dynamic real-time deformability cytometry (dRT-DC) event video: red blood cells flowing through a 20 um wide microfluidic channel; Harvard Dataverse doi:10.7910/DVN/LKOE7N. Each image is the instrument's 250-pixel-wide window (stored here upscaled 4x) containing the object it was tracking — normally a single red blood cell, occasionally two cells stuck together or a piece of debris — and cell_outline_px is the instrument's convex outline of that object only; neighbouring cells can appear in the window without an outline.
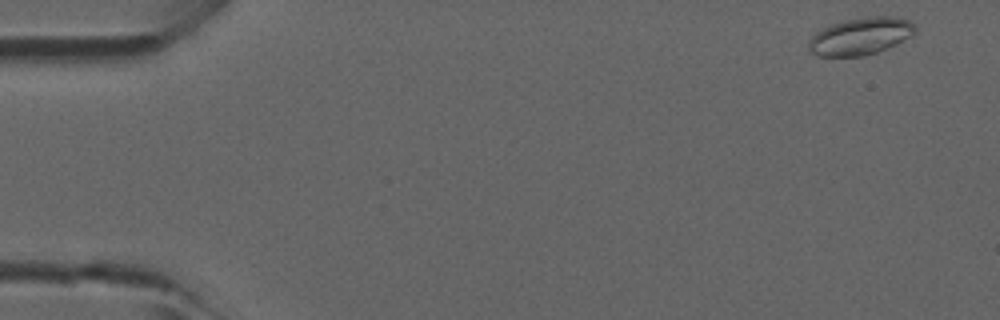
{"species": "common noctule bat (a hibernating species)", "species_latin": "Nyctalus noctula", "temperature_condition": "room temperature", "stored_images_in_passage": 5, "camera_frame_rate_fps": 3000, "um_per_image_px": 0.085, "animal": {"sex": "male", "forearm_length_mm": 52.5}, "frame": {"image": 1, "passage_image": 1, "time_ms": 0.0, "image_size_px": [1000, 320], "cell_outline_px": [[916, 32], [912, 36], [896, 44], [876, 52], [864, 56], [820, 56], [812, 52], [808, 48], [808, 44], [812, 36], [816, 32], [828, 24], [844, 20], [868, 16], [896, 16], [908, 20], [916, 24]], "centroid_in_image_um": [73.17, 3.06], "position_along_channel_um": 11.8, "area_um2": 23.29}}
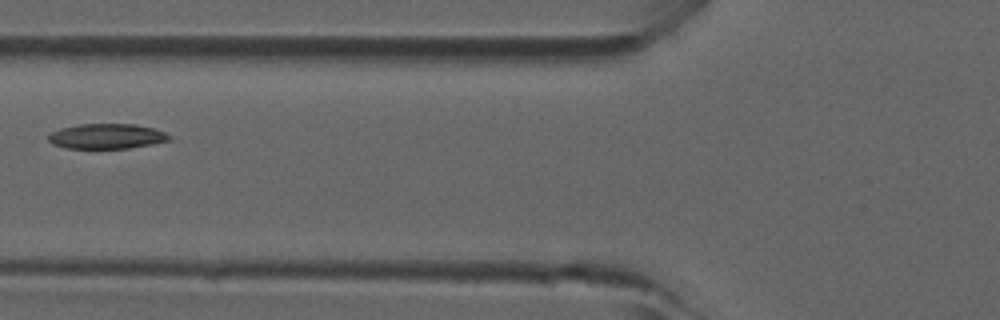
{"frame": {"image": 2, "passage_image": 5, "time_ms": 1.333, "image_size_px": [1000, 320], "cell_outline_px": [[172, 140], [152, 144], [128, 148], [68, 148], [52, 144], [48, 140], [48, 136], [52, 132], [60, 128], [80, 124], [136, 124], [152, 128], [164, 132], [172, 136]], "centroid_in_image_um": [9.09, 11.58], "position_along_channel_um": 116.7, "area_um2": 17.63}}